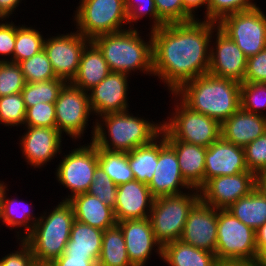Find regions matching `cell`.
Returning <instances> with one entry per match:
<instances>
[{"label":"cell","mask_w":266,"mask_h":266,"mask_svg":"<svg viewBox=\"0 0 266 266\" xmlns=\"http://www.w3.org/2000/svg\"><path fill=\"white\" fill-rule=\"evenodd\" d=\"M18 242L19 248L4 255L0 259V266H38L29 244L24 239H18Z\"/></svg>","instance_id":"cell-46"},{"label":"cell","mask_w":266,"mask_h":266,"mask_svg":"<svg viewBox=\"0 0 266 266\" xmlns=\"http://www.w3.org/2000/svg\"><path fill=\"white\" fill-rule=\"evenodd\" d=\"M6 182L0 181V205H1V195L4 190V188L7 186Z\"/></svg>","instance_id":"cell-56"},{"label":"cell","mask_w":266,"mask_h":266,"mask_svg":"<svg viewBox=\"0 0 266 266\" xmlns=\"http://www.w3.org/2000/svg\"><path fill=\"white\" fill-rule=\"evenodd\" d=\"M180 240L215 253L217 243V209L199 200L190 210Z\"/></svg>","instance_id":"cell-19"},{"label":"cell","mask_w":266,"mask_h":266,"mask_svg":"<svg viewBox=\"0 0 266 266\" xmlns=\"http://www.w3.org/2000/svg\"><path fill=\"white\" fill-rule=\"evenodd\" d=\"M199 200L197 189L154 199L149 220L155 238L162 246L180 240L188 214Z\"/></svg>","instance_id":"cell-7"},{"label":"cell","mask_w":266,"mask_h":266,"mask_svg":"<svg viewBox=\"0 0 266 266\" xmlns=\"http://www.w3.org/2000/svg\"><path fill=\"white\" fill-rule=\"evenodd\" d=\"M241 83L207 73L184 83L174 94L190 109L220 124L240 107Z\"/></svg>","instance_id":"cell-3"},{"label":"cell","mask_w":266,"mask_h":266,"mask_svg":"<svg viewBox=\"0 0 266 266\" xmlns=\"http://www.w3.org/2000/svg\"><path fill=\"white\" fill-rule=\"evenodd\" d=\"M54 104L58 131L62 135L65 132L67 136L75 139L74 142L79 141L84 137L90 115H93L88 92L67 82Z\"/></svg>","instance_id":"cell-12"},{"label":"cell","mask_w":266,"mask_h":266,"mask_svg":"<svg viewBox=\"0 0 266 266\" xmlns=\"http://www.w3.org/2000/svg\"><path fill=\"white\" fill-rule=\"evenodd\" d=\"M246 165L255 175L266 171V132L244 147Z\"/></svg>","instance_id":"cell-45"},{"label":"cell","mask_w":266,"mask_h":266,"mask_svg":"<svg viewBox=\"0 0 266 266\" xmlns=\"http://www.w3.org/2000/svg\"><path fill=\"white\" fill-rule=\"evenodd\" d=\"M6 191H9L8 185L1 195L0 221H2V225L11 228L12 231L18 228L19 231L16 229L17 235L15 234V238L24 239L33 230L34 224L40 217L39 215L36 217L33 214L32 204L30 205L26 203L27 201H22L18 198H10Z\"/></svg>","instance_id":"cell-26"},{"label":"cell","mask_w":266,"mask_h":266,"mask_svg":"<svg viewBox=\"0 0 266 266\" xmlns=\"http://www.w3.org/2000/svg\"><path fill=\"white\" fill-rule=\"evenodd\" d=\"M76 31V32H75ZM66 34H55L47 37L44 51L50 60L57 78L71 82L75 77L83 50L91 41L76 29Z\"/></svg>","instance_id":"cell-13"},{"label":"cell","mask_w":266,"mask_h":266,"mask_svg":"<svg viewBox=\"0 0 266 266\" xmlns=\"http://www.w3.org/2000/svg\"><path fill=\"white\" fill-rule=\"evenodd\" d=\"M98 165L117 186L134 180L128 162V152L107 151L98 148Z\"/></svg>","instance_id":"cell-33"},{"label":"cell","mask_w":266,"mask_h":266,"mask_svg":"<svg viewBox=\"0 0 266 266\" xmlns=\"http://www.w3.org/2000/svg\"><path fill=\"white\" fill-rule=\"evenodd\" d=\"M117 185L109 175L98 165L94 172V179L87 193L96 196L101 202L114 209L117 197Z\"/></svg>","instance_id":"cell-42"},{"label":"cell","mask_w":266,"mask_h":266,"mask_svg":"<svg viewBox=\"0 0 266 266\" xmlns=\"http://www.w3.org/2000/svg\"><path fill=\"white\" fill-rule=\"evenodd\" d=\"M5 20L6 19L0 21V55L2 57L0 58V61L13 62V52L15 49L16 39V26L13 21L6 22Z\"/></svg>","instance_id":"cell-47"},{"label":"cell","mask_w":266,"mask_h":266,"mask_svg":"<svg viewBox=\"0 0 266 266\" xmlns=\"http://www.w3.org/2000/svg\"><path fill=\"white\" fill-rule=\"evenodd\" d=\"M24 129L19 146L27 165L41 169L63 152L61 142L64 137L56 127L24 126Z\"/></svg>","instance_id":"cell-16"},{"label":"cell","mask_w":266,"mask_h":266,"mask_svg":"<svg viewBox=\"0 0 266 266\" xmlns=\"http://www.w3.org/2000/svg\"><path fill=\"white\" fill-rule=\"evenodd\" d=\"M103 230L75 220L61 256L90 257L96 264L101 253Z\"/></svg>","instance_id":"cell-28"},{"label":"cell","mask_w":266,"mask_h":266,"mask_svg":"<svg viewBox=\"0 0 266 266\" xmlns=\"http://www.w3.org/2000/svg\"><path fill=\"white\" fill-rule=\"evenodd\" d=\"M43 212L33 230L24 238L38 266H47L64 253L75 221L69 201L62 200L53 210Z\"/></svg>","instance_id":"cell-5"},{"label":"cell","mask_w":266,"mask_h":266,"mask_svg":"<svg viewBox=\"0 0 266 266\" xmlns=\"http://www.w3.org/2000/svg\"><path fill=\"white\" fill-rule=\"evenodd\" d=\"M212 37L210 41V65L208 73L215 77L243 83L247 56L219 27L213 31Z\"/></svg>","instance_id":"cell-14"},{"label":"cell","mask_w":266,"mask_h":266,"mask_svg":"<svg viewBox=\"0 0 266 266\" xmlns=\"http://www.w3.org/2000/svg\"><path fill=\"white\" fill-rule=\"evenodd\" d=\"M78 147L63 155L55 170L56 180L71 192L65 201L88 191L98 166V148L92 141Z\"/></svg>","instance_id":"cell-10"},{"label":"cell","mask_w":266,"mask_h":266,"mask_svg":"<svg viewBox=\"0 0 266 266\" xmlns=\"http://www.w3.org/2000/svg\"><path fill=\"white\" fill-rule=\"evenodd\" d=\"M110 73L102 52L90 41L82 52L78 71L70 83L88 92Z\"/></svg>","instance_id":"cell-27"},{"label":"cell","mask_w":266,"mask_h":266,"mask_svg":"<svg viewBox=\"0 0 266 266\" xmlns=\"http://www.w3.org/2000/svg\"><path fill=\"white\" fill-rule=\"evenodd\" d=\"M32 26L16 25L15 49L13 62L19 63L38 54L44 49L45 39L43 34Z\"/></svg>","instance_id":"cell-34"},{"label":"cell","mask_w":266,"mask_h":266,"mask_svg":"<svg viewBox=\"0 0 266 266\" xmlns=\"http://www.w3.org/2000/svg\"><path fill=\"white\" fill-rule=\"evenodd\" d=\"M171 95L174 111L166 121L162 120L161 134L166 141H183L209 147L221 136V124L216 119L190 109L174 93Z\"/></svg>","instance_id":"cell-6"},{"label":"cell","mask_w":266,"mask_h":266,"mask_svg":"<svg viewBox=\"0 0 266 266\" xmlns=\"http://www.w3.org/2000/svg\"><path fill=\"white\" fill-rule=\"evenodd\" d=\"M125 10L127 13V22L129 28H135L134 24L141 18L147 17L152 25L151 31L159 29L166 23L158 16L154 0H124ZM152 20V21H151ZM134 23V24H133Z\"/></svg>","instance_id":"cell-37"},{"label":"cell","mask_w":266,"mask_h":266,"mask_svg":"<svg viewBox=\"0 0 266 266\" xmlns=\"http://www.w3.org/2000/svg\"><path fill=\"white\" fill-rule=\"evenodd\" d=\"M215 255L220 263L256 262L258 258L255 230L227 209H217Z\"/></svg>","instance_id":"cell-8"},{"label":"cell","mask_w":266,"mask_h":266,"mask_svg":"<svg viewBox=\"0 0 266 266\" xmlns=\"http://www.w3.org/2000/svg\"><path fill=\"white\" fill-rule=\"evenodd\" d=\"M244 82H266V48L261 50L258 54L247 58Z\"/></svg>","instance_id":"cell-48"},{"label":"cell","mask_w":266,"mask_h":266,"mask_svg":"<svg viewBox=\"0 0 266 266\" xmlns=\"http://www.w3.org/2000/svg\"><path fill=\"white\" fill-rule=\"evenodd\" d=\"M255 183L256 175L250 171L214 177L199 189L200 200L216 209H228L238 199L249 195Z\"/></svg>","instance_id":"cell-15"},{"label":"cell","mask_w":266,"mask_h":266,"mask_svg":"<svg viewBox=\"0 0 266 266\" xmlns=\"http://www.w3.org/2000/svg\"><path fill=\"white\" fill-rule=\"evenodd\" d=\"M117 225L123 232L127 254L133 266H146L153 250L162 259V245L155 238L149 218L124 220L117 222Z\"/></svg>","instance_id":"cell-20"},{"label":"cell","mask_w":266,"mask_h":266,"mask_svg":"<svg viewBox=\"0 0 266 266\" xmlns=\"http://www.w3.org/2000/svg\"><path fill=\"white\" fill-rule=\"evenodd\" d=\"M162 260L168 266H219L215 253L176 240L162 246Z\"/></svg>","instance_id":"cell-29"},{"label":"cell","mask_w":266,"mask_h":266,"mask_svg":"<svg viewBox=\"0 0 266 266\" xmlns=\"http://www.w3.org/2000/svg\"><path fill=\"white\" fill-rule=\"evenodd\" d=\"M241 108L266 117V85L264 83L243 82L240 87Z\"/></svg>","instance_id":"cell-39"},{"label":"cell","mask_w":266,"mask_h":266,"mask_svg":"<svg viewBox=\"0 0 266 266\" xmlns=\"http://www.w3.org/2000/svg\"><path fill=\"white\" fill-rule=\"evenodd\" d=\"M147 186L154 198L178 195L193 189L181 174L175 150L167 143L162 134L159 135L157 166L152 180Z\"/></svg>","instance_id":"cell-17"},{"label":"cell","mask_w":266,"mask_h":266,"mask_svg":"<svg viewBox=\"0 0 266 266\" xmlns=\"http://www.w3.org/2000/svg\"><path fill=\"white\" fill-rule=\"evenodd\" d=\"M26 107L22 93L0 97V124L5 127H24Z\"/></svg>","instance_id":"cell-38"},{"label":"cell","mask_w":266,"mask_h":266,"mask_svg":"<svg viewBox=\"0 0 266 266\" xmlns=\"http://www.w3.org/2000/svg\"><path fill=\"white\" fill-rule=\"evenodd\" d=\"M175 150L180 171L185 181L199 190L204 185L205 157L207 147L183 141H167Z\"/></svg>","instance_id":"cell-25"},{"label":"cell","mask_w":266,"mask_h":266,"mask_svg":"<svg viewBox=\"0 0 266 266\" xmlns=\"http://www.w3.org/2000/svg\"><path fill=\"white\" fill-rule=\"evenodd\" d=\"M154 199L143 182L134 179L118 185L114 207L117 222L149 218Z\"/></svg>","instance_id":"cell-22"},{"label":"cell","mask_w":266,"mask_h":266,"mask_svg":"<svg viewBox=\"0 0 266 266\" xmlns=\"http://www.w3.org/2000/svg\"><path fill=\"white\" fill-rule=\"evenodd\" d=\"M67 82L56 78L43 82H26L21 93L26 109L38 103H55L60 90Z\"/></svg>","instance_id":"cell-35"},{"label":"cell","mask_w":266,"mask_h":266,"mask_svg":"<svg viewBox=\"0 0 266 266\" xmlns=\"http://www.w3.org/2000/svg\"><path fill=\"white\" fill-rule=\"evenodd\" d=\"M253 0H208L207 21L219 23L224 17L257 8Z\"/></svg>","instance_id":"cell-40"},{"label":"cell","mask_w":266,"mask_h":266,"mask_svg":"<svg viewBox=\"0 0 266 266\" xmlns=\"http://www.w3.org/2000/svg\"><path fill=\"white\" fill-rule=\"evenodd\" d=\"M22 0H0V20L7 19L13 14L21 4Z\"/></svg>","instance_id":"cell-51"},{"label":"cell","mask_w":266,"mask_h":266,"mask_svg":"<svg viewBox=\"0 0 266 266\" xmlns=\"http://www.w3.org/2000/svg\"><path fill=\"white\" fill-rule=\"evenodd\" d=\"M183 5H184V9L194 18V19H199V17L197 18L196 16H198L196 14L195 11L198 10V8L200 9L201 6L205 9L204 14V19L203 20H207V5H208V0H183Z\"/></svg>","instance_id":"cell-50"},{"label":"cell","mask_w":266,"mask_h":266,"mask_svg":"<svg viewBox=\"0 0 266 266\" xmlns=\"http://www.w3.org/2000/svg\"><path fill=\"white\" fill-rule=\"evenodd\" d=\"M218 23L195 19L165 24L151 31L153 76L168 92H176L184 83L208 73L210 41Z\"/></svg>","instance_id":"cell-1"},{"label":"cell","mask_w":266,"mask_h":266,"mask_svg":"<svg viewBox=\"0 0 266 266\" xmlns=\"http://www.w3.org/2000/svg\"><path fill=\"white\" fill-rule=\"evenodd\" d=\"M256 262L259 266H266V249L258 255Z\"/></svg>","instance_id":"cell-55"},{"label":"cell","mask_w":266,"mask_h":266,"mask_svg":"<svg viewBox=\"0 0 266 266\" xmlns=\"http://www.w3.org/2000/svg\"><path fill=\"white\" fill-rule=\"evenodd\" d=\"M97 266H133L127 254L123 232L118 225L103 232Z\"/></svg>","instance_id":"cell-32"},{"label":"cell","mask_w":266,"mask_h":266,"mask_svg":"<svg viewBox=\"0 0 266 266\" xmlns=\"http://www.w3.org/2000/svg\"><path fill=\"white\" fill-rule=\"evenodd\" d=\"M227 210L256 231L266 222V197L255 188L249 195L234 202Z\"/></svg>","instance_id":"cell-30"},{"label":"cell","mask_w":266,"mask_h":266,"mask_svg":"<svg viewBox=\"0 0 266 266\" xmlns=\"http://www.w3.org/2000/svg\"><path fill=\"white\" fill-rule=\"evenodd\" d=\"M256 249L258 255L266 249V222L255 231Z\"/></svg>","instance_id":"cell-52"},{"label":"cell","mask_w":266,"mask_h":266,"mask_svg":"<svg viewBox=\"0 0 266 266\" xmlns=\"http://www.w3.org/2000/svg\"><path fill=\"white\" fill-rule=\"evenodd\" d=\"M100 117L93 121L90 141L97 148L107 151H132L137 147L150 144L162 130L161 122L156 123L137 114L134 116L129 110L108 113Z\"/></svg>","instance_id":"cell-2"},{"label":"cell","mask_w":266,"mask_h":266,"mask_svg":"<svg viewBox=\"0 0 266 266\" xmlns=\"http://www.w3.org/2000/svg\"><path fill=\"white\" fill-rule=\"evenodd\" d=\"M19 66L26 82H43L57 78L44 49L19 62Z\"/></svg>","instance_id":"cell-36"},{"label":"cell","mask_w":266,"mask_h":266,"mask_svg":"<svg viewBox=\"0 0 266 266\" xmlns=\"http://www.w3.org/2000/svg\"><path fill=\"white\" fill-rule=\"evenodd\" d=\"M255 188L266 197V171L256 174Z\"/></svg>","instance_id":"cell-53"},{"label":"cell","mask_w":266,"mask_h":266,"mask_svg":"<svg viewBox=\"0 0 266 266\" xmlns=\"http://www.w3.org/2000/svg\"><path fill=\"white\" fill-rule=\"evenodd\" d=\"M78 4L74 25L89 40L129 28L124 0H80Z\"/></svg>","instance_id":"cell-9"},{"label":"cell","mask_w":266,"mask_h":266,"mask_svg":"<svg viewBox=\"0 0 266 266\" xmlns=\"http://www.w3.org/2000/svg\"><path fill=\"white\" fill-rule=\"evenodd\" d=\"M47 266H97L90 257L60 256Z\"/></svg>","instance_id":"cell-49"},{"label":"cell","mask_w":266,"mask_h":266,"mask_svg":"<svg viewBox=\"0 0 266 266\" xmlns=\"http://www.w3.org/2000/svg\"><path fill=\"white\" fill-rule=\"evenodd\" d=\"M25 84L19 63L0 61V97L20 93Z\"/></svg>","instance_id":"cell-41"},{"label":"cell","mask_w":266,"mask_h":266,"mask_svg":"<svg viewBox=\"0 0 266 266\" xmlns=\"http://www.w3.org/2000/svg\"><path fill=\"white\" fill-rule=\"evenodd\" d=\"M249 171L244 148L230 143L221 136L206 150L204 184L218 176L237 175Z\"/></svg>","instance_id":"cell-21"},{"label":"cell","mask_w":266,"mask_h":266,"mask_svg":"<svg viewBox=\"0 0 266 266\" xmlns=\"http://www.w3.org/2000/svg\"><path fill=\"white\" fill-rule=\"evenodd\" d=\"M159 136L150 144L140 146L128 152V162L134 179L148 185L158 162Z\"/></svg>","instance_id":"cell-31"},{"label":"cell","mask_w":266,"mask_h":266,"mask_svg":"<svg viewBox=\"0 0 266 266\" xmlns=\"http://www.w3.org/2000/svg\"><path fill=\"white\" fill-rule=\"evenodd\" d=\"M158 16L166 23H185L195 20L185 9L183 0H154Z\"/></svg>","instance_id":"cell-43"},{"label":"cell","mask_w":266,"mask_h":266,"mask_svg":"<svg viewBox=\"0 0 266 266\" xmlns=\"http://www.w3.org/2000/svg\"><path fill=\"white\" fill-rule=\"evenodd\" d=\"M73 206L75 220L105 231L117 225L114 209L96 196L83 193L69 200Z\"/></svg>","instance_id":"cell-24"},{"label":"cell","mask_w":266,"mask_h":266,"mask_svg":"<svg viewBox=\"0 0 266 266\" xmlns=\"http://www.w3.org/2000/svg\"><path fill=\"white\" fill-rule=\"evenodd\" d=\"M140 33L138 28H128L120 32L99 35L91 41L102 52L111 72L125 73L129 76L141 72L143 75L153 77L151 31L146 35L149 37L146 38L147 42Z\"/></svg>","instance_id":"cell-4"},{"label":"cell","mask_w":266,"mask_h":266,"mask_svg":"<svg viewBox=\"0 0 266 266\" xmlns=\"http://www.w3.org/2000/svg\"><path fill=\"white\" fill-rule=\"evenodd\" d=\"M220 130L223 139L244 148L266 132V117L240 107L221 123Z\"/></svg>","instance_id":"cell-23"},{"label":"cell","mask_w":266,"mask_h":266,"mask_svg":"<svg viewBox=\"0 0 266 266\" xmlns=\"http://www.w3.org/2000/svg\"><path fill=\"white\" fill-rule=\"evenodd\" d=\"M125 73L111 72L98 85L89 90L93 117L129 110V78ZM128 92V93H127ZM128 97V98H127Z\"/></svg>","instance_id":"cell-18"},{"label":"cell","mask_w":266,"mask_h":266,"mask_svg":"<svg viewBox=\"0 0 266 266\" xmlns=\"http://www.w3.org/2000/svg\"><path fill=\"white\" fill-rule=\"evenodd\" d=\"M219 266H259L257 262H227L220 263Z\"/></svg>","instance_id":"cell-54"},{"label":"cell","mask_w":266,"mask_h":266,"mask_svg":"<svg viewBox=\"0 0 266 266\" xmlns=\"http://www.w3.org/2000/svg\"><path fill=\"white\" fill-rule=\"evenodd\" d=\"M218 27L243 51L247 58L266 48V14L260 7L230 14Z\"/></svg>","instance_id":"cell-11"},{"label":"cell","mask_w":266,"mask_h":266,"mask_svg":"<svg viewBox=\"0 0 266 266\" xmlns=\"http://www.w3.org/2000/svg\"><path fill=\"white\" fill-rule=\"evenodd\" d=\"M24 126L56 127L55 104L42 102L28 107Z\"/></svg>","instance_id":"cell-44"}]
</instances>
